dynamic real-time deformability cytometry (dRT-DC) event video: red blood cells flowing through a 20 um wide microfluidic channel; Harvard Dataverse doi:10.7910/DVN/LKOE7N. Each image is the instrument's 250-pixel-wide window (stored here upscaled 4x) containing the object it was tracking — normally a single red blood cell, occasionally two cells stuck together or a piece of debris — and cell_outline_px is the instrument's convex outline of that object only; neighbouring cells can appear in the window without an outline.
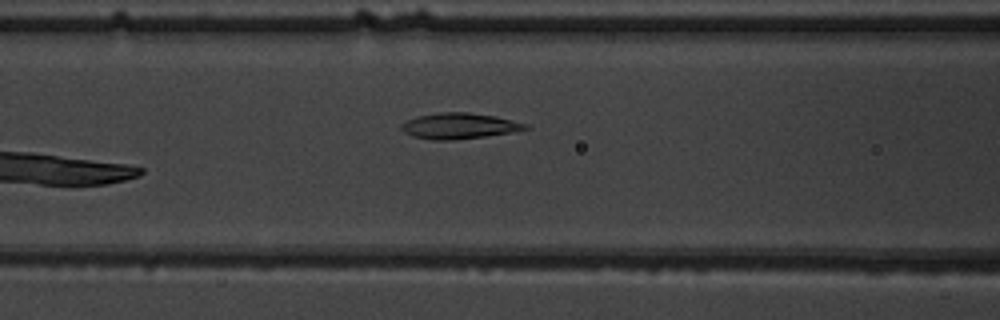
{"species": "common noctule bat (a hibernating species)", "species_latin": "Nyctalus noctula", "temperature_condition": "warm", "stored_images_in_passage": 5, "camera_frame_rate_fps": 3000, "um_per_image_px": 0.085, "animal": {"sex": "male", "body_mass_g": 19.5, "forearm_length_mm": 54.6}, "frame": {"image": 1, "passage_image": 5, "time_ms": 4.667, "image_size_px": [1000, 320], "cell_outline_px": [[532, 128], [512, 132], [484, 136], [452, 140], [432, 140], [412, 136], [404, 132], [400, 128], [400, 124], [416, 116], [440, 112], [468, 112], [496, 116], [528, 124]], "centroid_in_image_um": [39.03, 10.7], "position_along_channel_um": 127.6, "area_um2": 18.73}}